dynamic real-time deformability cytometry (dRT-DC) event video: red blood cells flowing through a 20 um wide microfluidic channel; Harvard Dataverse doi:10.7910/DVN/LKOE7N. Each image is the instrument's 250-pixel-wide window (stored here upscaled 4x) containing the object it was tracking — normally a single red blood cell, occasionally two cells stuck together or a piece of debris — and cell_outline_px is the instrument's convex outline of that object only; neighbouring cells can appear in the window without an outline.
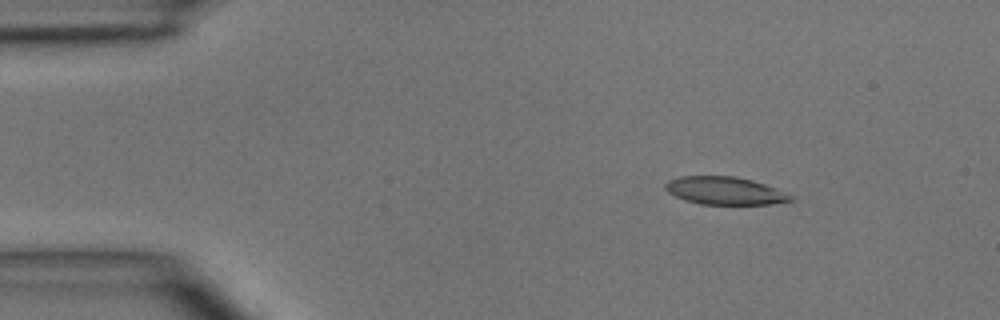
{"species": "common noctule bat (a hibernating species)", "species_latin": "Nyctalus noctula", "temperature_condition": "room temperature", "stored_images_in_passage": 4, "camera_frame_rate_fps": 3000, "um_per_image_px": 0.085, "animal": {"sex": "male", "body_mass_g": 15.6}, "frame": {"image": 1, "passage_image": 2, "time_ms": 1.0, "image_size_px": [1000, 320], "cell_outline_px": [[796, 200], [768, 204], [700, 204], [684, 200], [668, 192], [664, 188], [664, 184], [668, 180], [680, 176], [736, 176], [752, 180], [764, 184], [784, 192], [792, 196]], "centroid_in_image_um": [61.57, 16.21], "position_along_channel_um": 23.4, "area_um2": 20.23}}
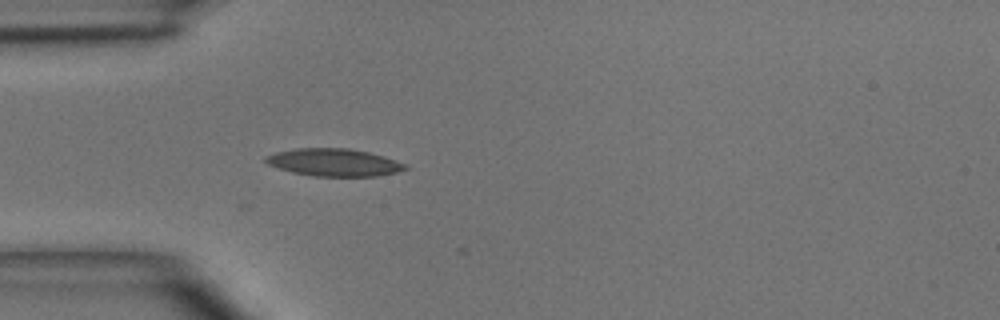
{"frame": {"image": 2, "passage_image": 4, "time_ms": 3.333, "image_size_px": [1000, 320], "cell_outline_px": [[408, 168], [396, 172], [376, 176], [312, 176], [292, 172], [268, 164], [264, 160], [264, 156], [276, 152], [296, 148], [348, 148], [368, 152], [384, 156], [404, 164]], "centroid_in_image_um": [28.35, 13.8], "position_along_channel_um": 56.7, "area_um2": 22.2}}